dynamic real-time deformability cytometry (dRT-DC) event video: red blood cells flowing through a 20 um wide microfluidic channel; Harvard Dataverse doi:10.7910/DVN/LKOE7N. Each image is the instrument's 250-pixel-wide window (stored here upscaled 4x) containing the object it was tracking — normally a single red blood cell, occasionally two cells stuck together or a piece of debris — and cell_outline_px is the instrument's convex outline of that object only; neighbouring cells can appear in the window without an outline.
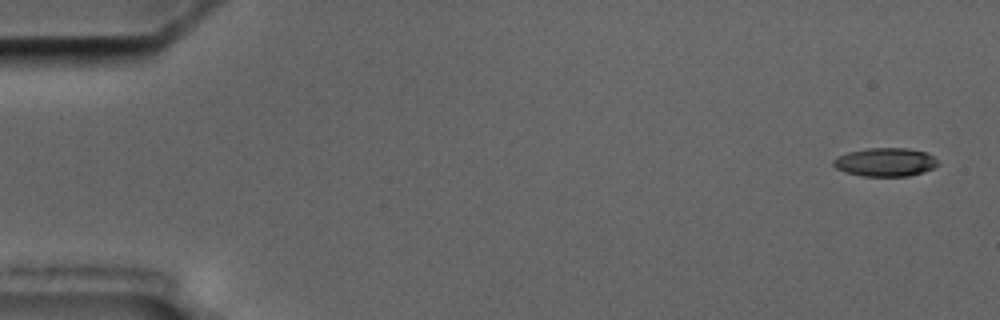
{"species": "common noctule bat (a hibernating species)", "species_latin": "Nyctalus noctula", "temperature_condition": "cold", "stored_images_in_passage": 4, "camera_frame_rate_fps": 3000, "um_per_image_px": 0.085, "animal": {"sex": "male", "body_mass_g": 17.5, "forearm_length_mm": 52.3}, "frame": {"image": 1, "passage_image": 1, "time_ms": 0.0, "image_size_px": [1000, 320], "cell_outline_px": [[940, 164], [924, 172], [908, 176], [860, 176], [844, 172], [836, 168], [832, 164], [832, 160], [836, 156], [848, 152], [868, 148], [908, 148], [928, 152]], "centroid_in_image_um": [75.23, 13.78], "position_along_channel_um": 9.8, "area_um2": 17.57}}